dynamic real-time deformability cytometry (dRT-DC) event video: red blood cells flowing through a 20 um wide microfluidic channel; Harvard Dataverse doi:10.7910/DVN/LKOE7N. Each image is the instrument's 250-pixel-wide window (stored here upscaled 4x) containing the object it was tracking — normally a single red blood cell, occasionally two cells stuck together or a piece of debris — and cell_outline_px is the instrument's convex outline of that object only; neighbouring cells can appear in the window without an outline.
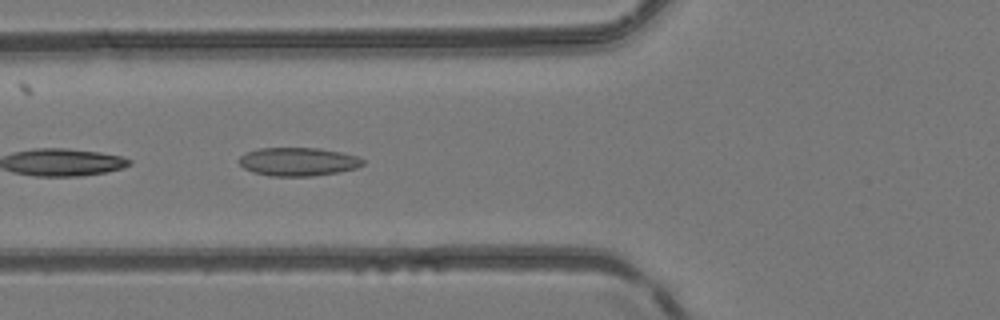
{"species": "common noctule bat (a hibernating species)", "species_latin": "Nyctalus noctula", "temperature_condition": "room temperature", "stored_images_in_passage": 8, "camera_frame_rate_fps": 3000, "um_per_image_px": 0.085, "animal": {"sex": "female", "body_mass_g": 24.6, "forearm_length_mm": 56.2}, "frame": {"image": 1, "passage_image": 5, "time_ms": 5.333, "image_size_px": [1000, 320], "cell_outline_px": [[364, 164], [356, 168], [340, 172], [312, 176], [268, 176], [252, 172], [244, 168], [236, 160], [244, 152], [260, 148], [320, 148], [340, 152], [356, 156], [364, 160]], "centroid_in_image_um": [25.3, 13.74], "position_along_channel_um": 100.5, "area_um2": 20.69}}
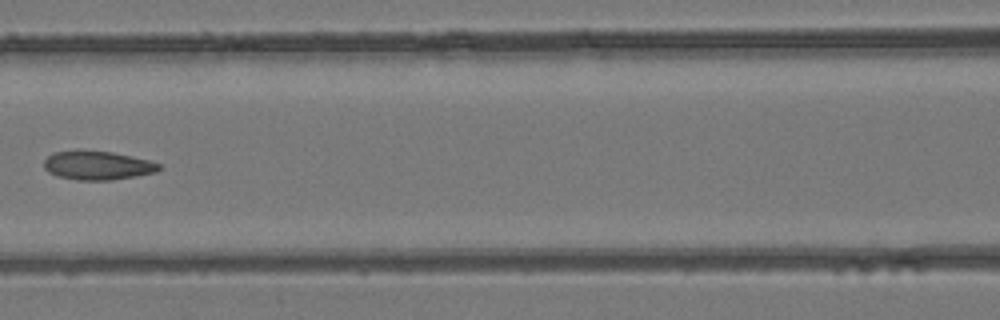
{"frame": {"image": 2, "passage_image": 6, "time_ms": 6.667, "image_size_px": [1000, 320], "cell_outline_px": [[164, 168], [156, 172], [136, 176], [112, 180], [76, 180], [56, 176], [48, 172], [44, 168], [44, 160], [52, 152], [112, 152], [148, 160], [160, 164]], "centroid_in_image_um": [8.31, 14.09], "position_along_channel_um": 158.3, "area_um2": 19.02}}
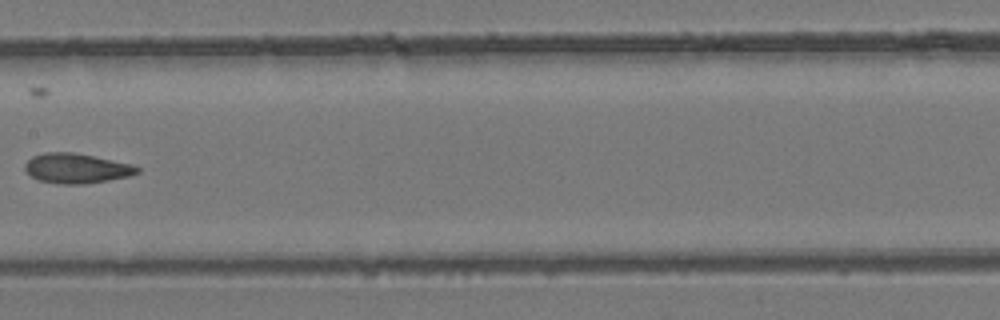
{"frame": {"image": 3, "passage_image": 7, "time_ms": 7.667, "image_size_px": [1000, 320], "cell_outline_px": [[140, 172], [128, 176], [108, 180], [80, 184], [60, 184], [40, 180], [32, 176], [24, 168], [24, 164], [32, 156], [44, 152], [72, 152], [132, 164], [140, 168]], "centroid_in_image_um": [6.49, 14.3], "position_along_channel_um": 200.9, "area_um2": 19.31}}